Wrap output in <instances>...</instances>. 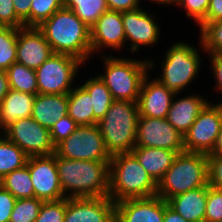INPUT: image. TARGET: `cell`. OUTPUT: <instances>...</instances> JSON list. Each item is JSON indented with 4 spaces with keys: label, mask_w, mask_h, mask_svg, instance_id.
<instances>
[{
    "label": "cell",
    "mask_w": 222,
    "mask_h": 222,
    "mask_svg": "<svg viewBox=\"0 0 222 222\" xmlns=\"http://www.w3.org/2000/svg\"><path fill=\"white\" fill-rule=\"evenodd\" d=\"M61 8L63 0H31L30 27L40 26Z\"/></svg>",
    "instance_id": "836d02e7"
},
{
    "label": "cell",
    "mask_w": 222,
    "mask_h": 222,
    "mask_svg": "<svg viewBox=\"0 0 222 222\" xmlns=\"http://www.w3.org/2000/svg\"><path fill=\"white\" fill-rule=\"evenodd\" d=\"M35 96L10 89L0 104V130L19 119L31 117Z\"/></svg>",
    "instance_id": "cb8c5ba5"
},
{
    "label": "cell",
    "mask_w": 222,
    "mask_h": 222,
    "mask_svg": "<svg viewBox=\"0 0 222 222\" xmlns=\"http://www.w3.org/2000/svg\"><path fill=\"white\" fill-rule=\"evenodd\" d=\"M29 156L15 143L0 136V177L22 168L27 164Z\"/></svg>",
    "instance_id": "83f0119b"
},
{
    "label": "cell",
    "mask_w": 222,
    "mask_h": 222,
    "mask_svg": "<svg viewBox=\"0 0 222 222\" xmlns=\"http://www.w3.org/2000/svg\"><path fill=\"white\" fill-rule=\"evenodd\" d=\"M200 38L203 51L208 54L222 53V20L213 23H200Z\"/></svg>",
    "instance_id": "1f68e13d"
},
{
    "label": "cell",
    "mask_w": 222,
    "mask_h": 222,
    "mask_svg": "<svg viewBox=\"0 0 222 222\" xmlns=\"http://www.w3.org/2000/svg\"><path fill=\"white\" fill-rule=\"evenodd\" d=\"M2 187V178L0 177V188Z\"/></svg>",
    "instance_id": "f907efd6"
},
{
    "label": "cell",
    "mask_w": 222,
    "mask_h": 222,
    "mask_svg": "<svg viewBox=\"0 0 222 222\" xmlns=\"http://www.w3.org/2000/svg\"><path fill=\"white\" fill-rule=\"evenodd\" d=\"M135 147L163 148L184 152V136L166 118L139 116Z\"/></svg>",
    "instance_id": "7c38bea8"
},
{
    "label": "cell",
    "mask_w": 222,
    "mask_h": 222,
    "mask_svg": "<svg viewBox=\"0 0 222 222\" xmlns=\"http://www.w3.org/2000/svg\"><path fill=\"white\" fill-rule=\"evenodd\" d=\"M0 26L21 28L24 23L16 16L13 0H0Z\"/></svg>",
    "instance_id": "f35d334b"
},
{
    "label": "cell",
    "mask_w": 222,
    "mask_h": 222,
    "mask_svg": "<svg viewBox=\"0 0 222 222\" xmlns=\"http://www.w3.org/2000/svg\"><path fill=\"white\" fill-rule=\"evenodd\" d=\"M208 185L175 195L167 204L188 222H204Z\"/></svg>",
    "instance_id": "44dd1931"
},
{
    "label": "cell",
    "mask_w": 222,
    "mask_h": 222,
    "mask_svg": "<svg viewBox=\"0 0 222 222\" xmlns=\"http://www.w3.org/2000/svg\"><path fill=\"white\" fill-rule=\"evenodd\" d=\"M67 114L79 125H95L98 120L94 117L92 98L81 85L68 93Z\"/></svg>",
    "instance_id": "d4e9b609"
},
{
    "label": "cell",
    "mask_w": 222,
    "mask_h": 222,
    "mask_svg": "<svg viewBox=\"0 0 222 222\" xmlns=\"http://www.w3.org/2000/svg\"><path fill=\"white\" fill-rule=\"evenodd\" d=\"M10 90L6 71L0 70V104Z\"/></svg>",
    "instance_id": "7dc6e473"
},
{
    "label": "cell",
    "mask_w": 222,
    "mask_h": 222,
    "mask_svg": "<svg viewBox=\"0 0 222 222\" xmlns=\"http://www.w3.org/2000/svg\"><path fill=\"white\" fill-rule=\"evenodd\" d=\"M34 186V197L43 201L66 198L57 171L55 153L47 156H31L27 164Z\"/></svg>",
    "instance_id": "4fadbf2b"
},
{
    "label": "cell",
    "mask_w": 222,
    "mask_h": 222,
    "mask_svg": "<svg viewBox=\"0 0 222 222\" xmlns=\"http://www.w3.org/2000/svg\"><path fill=\"white\" fill-rule=\"evenodd\" d=\"M16 62L36 70L53 51L38 27L18 28Z\"/></svg>",
    "instance_id": "9a60e30c"
},
{
    "label": "cell",
    "mask_w": 222,
    "mask_h": 222,
    "mask_svg": "<svg viewBox=\"0 0 222 222\" xmlns=\"http://www.w3.org/2000/svg\"><path fill=\"white\" fill-rule=\"evenodd\" d=\"M207 156H221L222 157V128L217 136L216 143L213 150Z\"/></svg>",
    "instance_id": "c3c4849f"
},
{
    "label": "cell",
    "mask_w": 222,
    "mask_h": 222,
    "mask_svg": "<svg viewBox=\"0 0 222 222\" xmlns=\"http://www.w3.org/2000/svg\"><path fill=\"white\" fill-rule=\"evenodd\" d=\"M43 200L38 198L17 199L9 222H35Z\"/></svg>",
    "instance_id": "d6a6232c"
},
{
    "label": "cell",
    "mask_w": 222,
    "mask_h": 222,
    "mask_svg": "<svg viewBox=\"0 0 222 222\" xmlns=\"http://www.w3.org/2000/svg\"><path fill=\"white\" fill-rule=\"evenodd\" d=\"M16 16L24 23L25 27H30L31 0H13Z\"/></svg>",
    "instance_id": "b9f144b4"
},
{
    "label": "cell",
    "mask_w": 222,
    "mask_h": 222,
    "mask_svg": "<svg viewBox=\"0 0 222 222\" xmlns=\"http://www.w3.org/2000/svg\"><path fill=\"white\" fill-rule=\"evenodd\" d=\"M204 222H222V191L208 184Z\"/></svg>",
    "instance_id": "d590c367"
},
{
    "label": "cell",
    "mask_w": 222,
    "mask_h": 222,
    "mask_svg": "<svg viewBox=\"0 0 222 222\" xmlns=\"http://www.w3.org/2000/svg\"><path fill=\"white\" fill-rule=\"evenodd\" d=\"M82 86L92 98L94 117L99 121L106 114L114 100L111 92L99 76L90 78Z\"/></svg>",
    "instance_id": "f546056e"
},
{
    "label": "cell",
    "mask_w": 222,
    "mask_h": 222,
    "mask_svg": "<svg viewBox=\"0 0 222 222\" xmlns=\"http://www.w3.org/2000/svg\"><path fill=\"white\" fill-rule=\"evenodd\" d=\"M108 10L111 11H131L140 8L139 1L141 0H106Z\"/></svg>",
    "instance_id": "7bdbcfd3"
},
{
    "label": "cell",
    "mask_w": 222,
    "mask_h": 222,
    "mask_svg": "<svg viewBox=\"0 0 222 222\" xmlns=\"http://www.w3.org/2000/svg\"><path fill=\"white\" fill-rule=\"evenodd\" d=\"M82 64L84 62L72 55L53 53L35 70L38 93L68 94Z\"/></svg>",
    "instance_id": "ba28073f"
},
{
    "label": "cell",
    "mask_w": 222,
    "mask_h": 222,
    "mask_svg": "<svg viewBox=\"0 0 222 222\" xmlns=\"http://www.w3.org/2000/svg\"><path fill=\"white\" fill-rule=\"evenodd\" d=\"M59 157L83 161H110L104 139L95 125H82L55 146Z\"/></svg>",
    "instance_id": "9c48e42d"
},
{
    "label": "cell",
    "mask_w": 222,
    "mask_h": 222,
    "mask_svg": "<svg viewBox=\"0 0 222 222\" xmlns=\"http://www.w3.org/2000/svg\"><path fill=\"white\" fill-rule=\"evenodd\" d=\"M222 128V102L208 103L184 135V151L209 154Z\"/></svg>",
    "instance_id": "30bf717a"
},
{
    "label": "cell",
    "mask_w": 222,
    "mask_h": 222,
    "mask_svg": "<svg viewBox=\"0 0 222 222\" xmlns=\"http://www.w3.org/2000/svg\"><path fill=\"white\" fill-rule=\"evenodd\" d=\"M103 58L106 65L105 74L99 77L111 92L113 99L138 102L142 81L154 63L150 60L138 61L115 56Z\"/></svg>",
    "instance_id": "8992f818"
},
{
    "label": "cell",
    "mask_w": 222,
    "mask_h": 222,
    "mask_svg": "<svg viewBox=\"0 0 222 222\" xmlns=\"http://www.w3.org/2000/svg\"><path fill=\"white\" fill-rule=\"evenodd\" d=\"M63 7L72 10L89 28L108 10L106 0H63Z\"/></svg>",
    "instance_id": "4316f807"
},
{
    "label": "cell",
    "mask_w": 222,
    "mask_h": 222,
    "mask_svg": "<svg viewBox=\"0 0 222 222\" xmlns=\"http://www.w3.org/2000/svg\"><path fill=\"white\" fill-rule=\"evenodd\" d=\"M138 8L136 10L122 12V20L126 41H131V51L135 52L142 46L157 43L160 28L155 23L152 14Z\"/></svg>",
    "instance_id": "2e32d148"
},
{
    "label": "cell",
    "mask_w": 222,
    "mask_h": 222,
    "mask_svg": "<svg viewBox=\"0 0 222 222\" xmlns=\"http://www.w3.org/2000/svg\"><path fill=\"white\" fill-rule=\"evenodd\" d=\"M66 198L57 201H44L35 222H64Z\"/></svg>",
    "instance_id": "e575fe53"
},
{
    "label": "cell",
    "mask_w": 222,
    "mask_h": 222,
    "mask_svg": "<svg viewBox=\"0 0 222 222\" xmlns=\"http://www.w3.org/2000/svg\"><path fill=\"white\" fill-rule=\"evenodd\" d=\"M92 53L108 47L120 49L126 42L122 12L107 10L90 28ZM104 46V47H103Z\"/></svg>",
    "instance_id": "d6986e66"
},
{
    "label": "cell",
    "mask_w": 222,
    "mask_h": 222,
    "mask_svg": "<svg viewBox=\"0 0 222 222\" xmlns=\"http://www.w3.org/2000/svg\"><path fill=\"white\" fill-rule=\"evenodd\" d=\"M152 1L167 5V4H171L172 0H152Z\"/></svg>",
    "instance_id": "681fc988"
},
{
    "label": "cell",
    "mask_w": 222,
    "mask_h": 222,
    "mask_svg": "<svg viewBox=\"0 0 222 222\" xmlns=\"http://www.w3.org/2000/svg\"><path fill=\"white\" fill-rule=\"evenodd\" d=\"M163 222H188L180 214L176 213L164 200V218Z\"/></svg>",
    "instance_id": "bcb514c9"
},
{
    "label": "cell",
    "mask_w": 222,
    "mask_h": 222,
    "mask_svg": "<svg viewBox=\"0 0 222 222\" xmlns=\"http://www.w3.org/2000/svg\"><path fill=\"white\" fill-rule=\"evenodd\" d=\"M64 222H115V203L108 196L66 197Z\"/></svg>",
    "instance_id": "5bb4252c"
},
{
    "label": "cell",
    "mask_w": 222,
    "mask_h": 222,
    "mask_svg": "<svg viewBox=\"0 0 222 222\" xmlns=\"http://www.w3.org/2000/svg\"><path fill=\"white\" fill-rule=\"evenodd\" d=\"M164 200L155 195L115 203V222H163Z\"/></svg>",
    "instance_id": "e0dca14e"
},
{
    "label": "cell",
    "mask_w": 222,
    "mask_h": 222,
    "mask_svg": "<svg viewBox=\"0 0 222 222\" xmlns=\"http://www.w3.org/2000/svg\"><path fill=\"white\" fill-rule=\"evenodd\" d=\"M68 94H36L31 117L41 126L50 129L67 115Z\"/></svg>",
    "instance_id": "7402d4cb"
},
{
    "label": "cell",
    "mask_w": 222,
    "mask_h": 222,
    "mask_svg": "<svg viewBox=\"0 0 222 222\" xmlns=\"http://www.w3.org/2000/svg\"><path fill=\"white\" fill-rule=\"evenodd\" d=\"M144 77L138 99L139 116L166 118L174 96L179 93L168 89L157 78L149 81Z\"/></svg>",
    "instance_id": "ac0fdd59"
},
{
    "label": "cell",
    "mask_w": 222,
    "mask_h": 222,
    "mask_svg": "<svg viewBox=\"0 0 222 222\" xmlns=\"http://www.w3.org/2000/svg\"><path fill=\"white\" fill-rule=\"evenodd\" d=\"M38 28L53 53L72 55L82 62L91 56L90 28L72 10L61 8Z\"/></svg>",
    "instance_id": "7a4b0ae2"
},
{
    "label": "cell",
    "mask_w": 222,
    "mask_h": 222,
    "mask_svg": "<svg viewBox=\"0 0 222 222\" xmlns=\"http://www.w3.org/2000/svg\"><path fill=\"white\" fill-rule=\"evenodd\" d=\"M138 102L113 100L97 126L104 139L105 148L112 156L132 152L136 146Z\"/></svg>",
    "instance_id": "277c9868"
},
{
    "label": "cell",
    "mask_w": 222,
    "mask_h": 222,
    "mask_svg": "<svg viewBox=\"0 0 222 222\" xmlns=\"http://www.w3.org/2000/svg\"><path fill=\"white\" fill-rule=\"evenodd\" d=\"M132 153L157 184L178 155V153L173 150L152 147H135Z\"/></svg>",
    "instance_id": "603a6c76"
},
{
    "label": "cell",
    "mask_w": 222,
    "mask_h": 222,
    "mask_svg": "<svg viewBox=\"0 0 222 222\" xmlns=\"http://www.w3.org/2000/svg\"><path fill=\"white\" fill-rule=\"evenodd\" d=\"M208 103L205 98L198 95H188L179 100H172L166 119L184 136Z\"/></svg>",
    "instance_id": "ffe728a7"
},
{
    "label": "cell",
    "mask_w": 222,
    "mask_h": 222,
    "mask_svg": "<svg viewBox=\"0 0 222 222\" xmlns=\"http://www.w3.org/2000/svg\"><path fill=\"white\" fill-rule=\"evenodd\" d=\"M157 194V183L132 152L117 153L109 162V194L114 202L148 198Z\"/></svg>",
    "instance_id": "3957f363"
},
{
    "label": "cell",
    "mask_w": 222,
    "mask_h": 222,
    "mask_svg": "<svg viewBox=\"0 0 222 222\" xmlns=\"http://www.w3.org/2000/svg\"><path fill=\"white\" fill-rule=\"evenodd\" d=\"M2 187L8 190L16 199L34 197V186L27 165L5 175L2 178Z\"/></svg>",
    "instance_id": "484cf974"
},
{
    "label": "cell",
    "mask_w": 222,
    "mask_h": 222,
    "mask_svg": "<svg viewBox=\"0 0 222 222\" xmlns=\"http://www.w3.org/2000/svg\"><path fill=\"white\" fill-rule=\"evenodd\" d=\"M55 161L65 197L93 198L108 196L110 161L66 159L56 154Z\"/></svg>",
    "instance_id": "6da1fadb"
},
{
    "label": "cell",
    "mask_w": 222,
    "mask_h": 222,
    "mask_svg": "<svg viewBox=\"0 0 222 222\" xmlns=\"http://www.w3.org/2000/svg\"><path fill=\"white\" fill-rule=\"evenodd\" d=\"M16 198L3 187L0 188V222H9Z\"/></svg>",
    "instance_id": "60d3db41"
},
{
    "label": "cell",
    "mask_w": 222,
    "mask_h": 222,
    "mask_svg": "<svg viewBox=\"0 0 222 222\" xmlns=\"http://www.w3.org/2000/svg\"><path fill=\"white\" fill-rule=\"evenodd\" d=\"M3 132L7 139L15 143L29 157L47 156L55 153L50 129L41 126L32 117L13 122Z\"/></svg>",
    "instance_id": "8fae6325"
},
{
    "label": "cell",
    "mask_w": 222,
    "mask_h": 222,
    "mask_svg": "<svg viewBox=\"0 0 222 222\" xmlns=\"http://www.w3.org/2000/svg\"><path fill=\"white\" fill-rule=\"evenodd\" d=\"M210 0H172L171 4H177L185 8L186 16L194 18L198 25L206 18Z\"/></svg>",
    "instance_id": "8d00e7d4"
},
{
    "label": "cell",
    "mask_w": 222,
    "mask_h": 222,
    "mask_svg": "<svg viewBox=\"0 0 222 222\" xmlns=\"http://www.w3.org/2000/svg\"><path fill=\"white\" fill-rule=\"evenodd\" d=\"M165 57L161 65L162 77L157 79L168 89L179 93L197 76L201 57L195 47L185 42L173 44Z\"/></svg>",
    "instance_id": "52a82bcc"
},
{
    "label": "cell",
    "mask_w": 222,
    "mask_h": 222,
    "mask_svg": "<svg viewBox=\"0 0 222 222\" xmlns=\"http://www.w3.org/2000/svg\"><path fill=\"white\" fill-rule=\"evenodd\" d=\"M6 73L10 89L32 95L38 94L35 70L16 62L6 70Z\"/></svg>",
    "instance_id": "f1b7e54d"
},
{
    "label": "cell",
    "mask_w": 222,
    "mask_h": 222,
    "mask_svg": "<svg viewBox=\"0 0 222 222\" xmlns=\"http://www.w3.org/2000/svg\"><path fill=\"white\" fill-rule=\"evenodd\" d=\"M209 184L208 157L204 153H179L157 184V196L169 198Z\"/></svg>",
    "instance_id": "5b68a950"
},
{
    "label": "cell",
    "mask_w": 222,
    "mask_h": 222,
    "mask_svg": "<svg viewBox=\"0 0 222 222\" xmlns=\"http://www.w3.org/2000/svg\"><path fill=\"white\" fill-rule=\"evenodd\" d=\"M208 157L209 185L222 191V157Z\"/></svg>",
    "instance_id": "ab89813d"
},
{
    "label": "cell",
    "mask_w": 222,
    "mask_h": 222,
    "mask_svg": "<svg viewBox=\"0 0 222 222\" xmlns=\"http://www.w3.org/2000/svg\"><path fill=\"white\" fill-rule=\"evenodd\" d=\"M79 125L67 114L50 128V135L53 144L56 146L62 140L68 138Z\"/></svg>",
    "instance_id": "74e56055"
},
{
    "label": "cell",
    "mask_w": 222,
    "mask_h": 222,
    "mask_svg": "<svg viewBox=\"0 0 222 222\" xmlns=\"http://www.w3.org/2000/svg\"><path fill=\"white\" fill-rule=\"evenodd\" d=\"M222 20V0H210L206 18L201 23H213Z\"/></svg>",
    "instance_id": "ee69618b"
},
{
    "label": "cell",
    "mask_w": 222,
    "mask_h": 222,
    "mask_svg": "<svg viewBox=\"0 0 222 222\" xmlns=\"http://www.w3.org/2000/svg\"><path fill=\"white\" fill-rule=\"evenodd\" d=\"M211 65H212V73L215 76L216 84L215 88L219 89L220 92H222V53L218 54H209Z\"/></svg>",
    "instance_id": "f6af8a7d"
},
{
    "label": "cell",
    "mask_w": 222,
    "mask_h": 222,
    "mask_svg": "<svg viewBox=\"0 0 222 222\" xmlns=\"http://www.w3.org/2000/svg\"><path fill=\"white\" fill-rule=\"evenodd\" d=\"M18 28L0 27V70L16 63Z\"/></svg>",
    "instance_id": "4dcf8cb0"
}]
</instances>
